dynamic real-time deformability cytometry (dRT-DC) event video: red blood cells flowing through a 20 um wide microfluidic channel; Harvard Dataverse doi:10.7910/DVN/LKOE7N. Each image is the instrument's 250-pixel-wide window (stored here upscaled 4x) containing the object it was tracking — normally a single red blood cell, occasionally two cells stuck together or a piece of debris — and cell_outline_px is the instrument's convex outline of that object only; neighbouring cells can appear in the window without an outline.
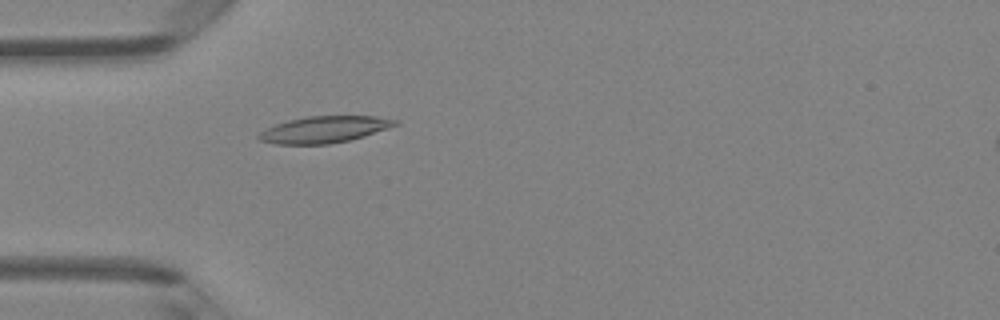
{"species": "Egyptian fruit bat (a non-hibernating species)", "species_latin": "Rousettus aegyptiacus", "temperature_condition": "room temperature", "stored_images_in_passage": 24, "camera_frame_rate_fps": 3000, "um_per_image_px": 0.085, "animal": {"sex": "female"}, "frame": {"image": 1, "passage_image": 15, "time_ms": 4.667, "image_size_px": [1000, 320], "cell_outline_px": [[400, 124], [364, 136], [348, 140], [328, 144], [276, 144], [260, 140], [256, 136], [260, 132], [276, 124], [288, 120], [308, 116], [376, 116], [400, 120]], "centroid_in_image_um": [27.59, 11.0], "position_along_channel_um": 57.4, "area_um2": 21.04}}
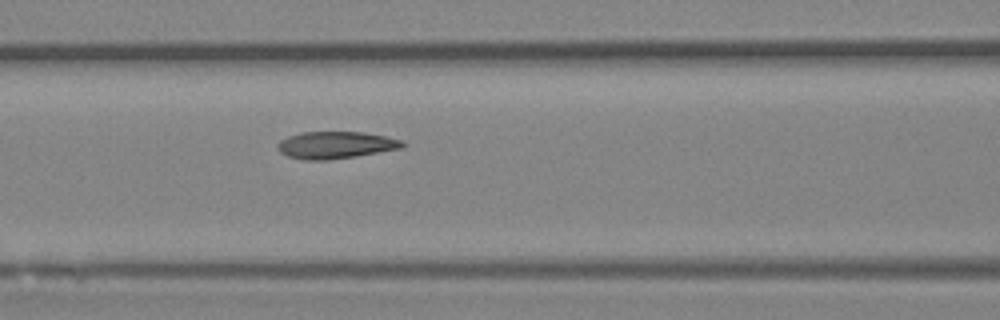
{"frame": {"image": 2, "passage_image": 21, "time_ms": 6.667, "image_size_px": [1000, 320], "cell_outline_px": [[404, 144], [400, 148], [356, 156], [328, 160], [304, 160], [288, 156], [280, 152], [276, 148], [276, 144], [280, 140], [288, 136], [300, 132], [364, 132], [384, 136], [400, 140]], "centroid_in_image_um": [28.44, 12.33], "position_along_channel_um": 138.2, "area_um2": 19.59}}
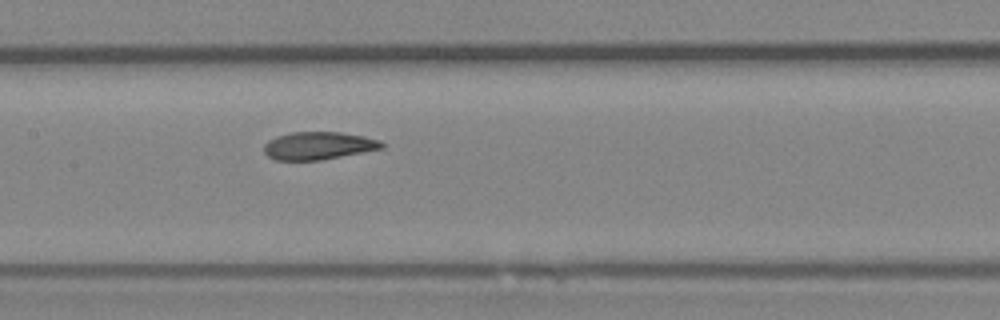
{"frame": {"image": 3, "passage_image": 24, "time_ms": 7.667, "image_size_px": [1000, 320], "cell_outline_px": [[384, 148], [320, 160], [276, 160], [268, 156], [264, 152], [264, 144], [268, 140], [276, 136], [292, 132], [340, 132], [364, 136], [380, 140], [384, 144]], "centroid_in_image_um": [27.06, 12.38], "position_along_channel_um": 180.3, "area_um2": 19.02}}